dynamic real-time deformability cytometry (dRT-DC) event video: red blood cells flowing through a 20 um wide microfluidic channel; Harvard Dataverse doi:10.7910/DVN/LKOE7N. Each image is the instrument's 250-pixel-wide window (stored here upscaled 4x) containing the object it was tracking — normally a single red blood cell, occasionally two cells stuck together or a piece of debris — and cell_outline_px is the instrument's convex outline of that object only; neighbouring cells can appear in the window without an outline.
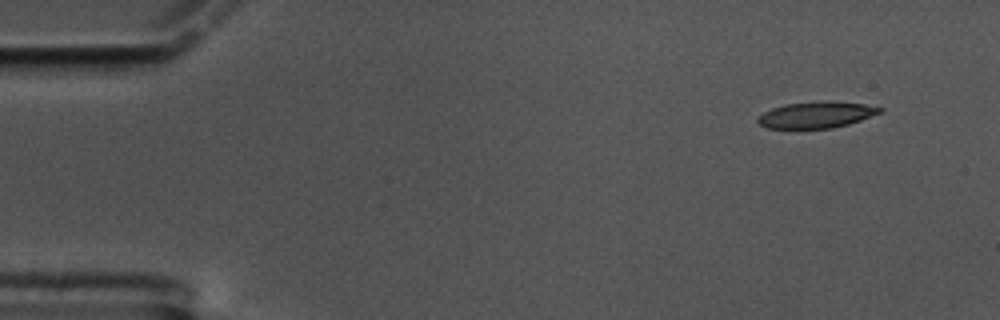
{"species": "common noctule bat (a hibernating species)", "species_latin": "Nyctalus noctula", "temperature_condition": "cold", "stored_images_in_passage": 56, "camera_frame_rate_fps": 3000, "um_per_image_px": 0.085, "animal": {"sex": "male", "body_mass_g": 17.5, "forearm_length_mm": 52.3}, "frame": {"image": 1, "passage_image": 1, "time_ms": 0.0, "image_size_px": [1000, 320], "cell_outline_px": [[884, 112], [848, 124], [832, 128], [768, 128], [760, 124], [756, 120], [756, 116], [772, 108], [784, 104], [820, 100], [828, 100], [864, 104], [884, 108]], "centroid_in_image_um": [69.4, 9.74], "position_along_channel_um": 15.6, "area_um2": 18.96}}
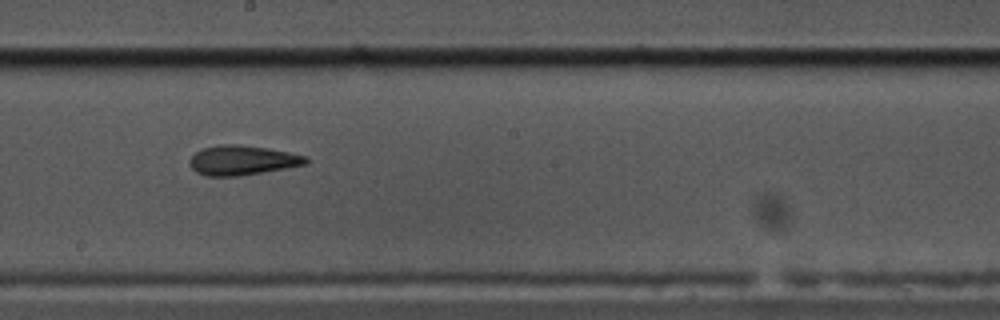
{"frame": {"image": 2, "passage_image": 29, "time_ms": 9.333, "image_size_px": [1000, 320], "cell_outline_px": [[308, 164], [240, 176], [204, 176], [196, 172], [188, 164], [188, 160], [200, 148], [220, 144], [236, 144], [268, 148], [308, 156]], "centroid_in_image_um": [20.57, 13.62], "position_along_channel_um": 227.6, "area_um2": 20.29}}
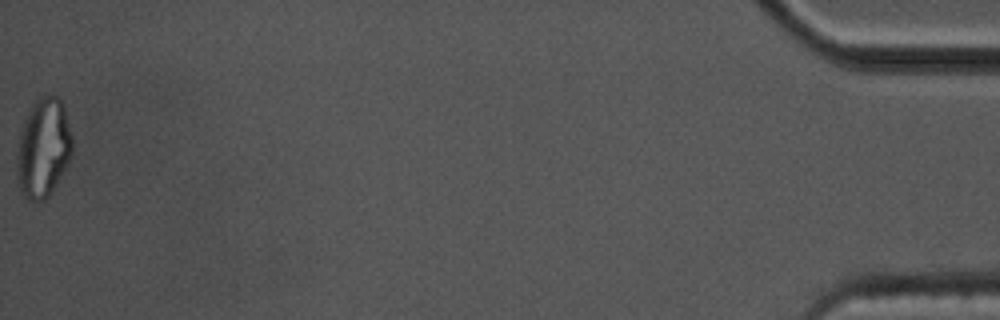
{"frame": {"image": 3, "passage_image": 56, "time_ms": 18.333, "image_size_px": [1000, 320], "cell_outline_px": [[72, 152], [68, 164], [52, 192], [44, 200], [28, 200], [20, 188], [16, 176], [16, 156], [20, 128], [36, 96], [60, 96], [64, 104], [72, 136]], "centroid_in_image_um": [3.68, 12.54], "position_along_channel_um": 431.5, "area_um2": 32.54}, "authors_computed_cell_mechanics": {"area_um2": 20.2878, "velocity_mm_per_s": 3.366, "shape_relaxation_time_tau1_ms": 11.2398, "shape_relaxation_time_tau2_ms": 2.2374, "deformation_change_tau1": 0.281, "deformation_change_tau2": 0.1107}}